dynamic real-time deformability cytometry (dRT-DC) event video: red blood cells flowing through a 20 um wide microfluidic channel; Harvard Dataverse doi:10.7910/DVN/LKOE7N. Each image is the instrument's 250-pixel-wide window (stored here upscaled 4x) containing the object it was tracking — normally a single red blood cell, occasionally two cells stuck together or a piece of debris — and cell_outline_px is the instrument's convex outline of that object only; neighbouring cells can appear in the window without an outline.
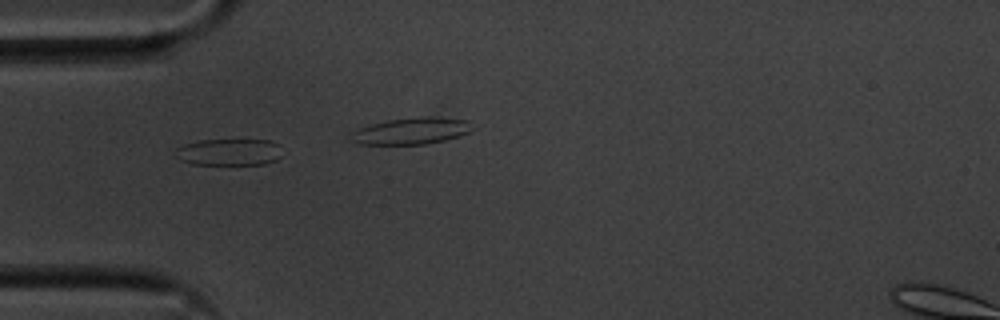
{"species": "common noctule bat (a hibernating species)", "species_latin": "Nyctalus noctula", "temperature_condition": "cold", "stored_images_in_passage": 25, "camera_frame_rate_fps": 3000, "um_per_image_px": 0.085, "animal": {"sex": "male", "body_mass_g": 20.1, "forearm_length_mm": 53.5}, "frame": {"image": 1, "passage_image": 1, "time_ms": 0.0, "image_size_px": [1000, 320], "cell_outline_px": [[280, 156], [276, 160], [264, 164], [192, 164], [180, 160], [172, 152], [176, 148], [184, 144], [200, 140], [272, 140], [280, 144]], "centroid_in_image_um": [19.45, 12.92], "position_along_channel_um": 65.5, "area_um2": 16.76}}
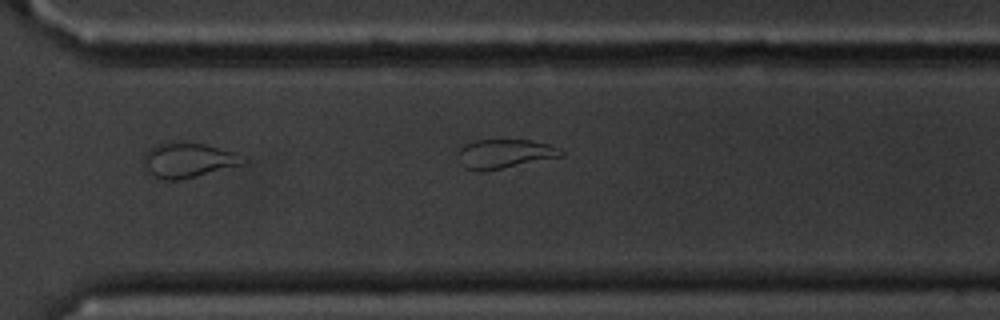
{"frame": {"image": 2, "passage_image": 25, "time_ms": 8.0, "image_size_px": [1000, 320], "cell_outline_px": [[564, 156], [500, 168], [464, 168], [460, 164], [456, 152], [460, 144], [476, 140], [528, 140], [548, 144], [560, 148], [564, 152]], "centroid_in_image_um": [42.87, 13.02], "position_along_channel_um": 327.7, "area_um2": 17.17}}